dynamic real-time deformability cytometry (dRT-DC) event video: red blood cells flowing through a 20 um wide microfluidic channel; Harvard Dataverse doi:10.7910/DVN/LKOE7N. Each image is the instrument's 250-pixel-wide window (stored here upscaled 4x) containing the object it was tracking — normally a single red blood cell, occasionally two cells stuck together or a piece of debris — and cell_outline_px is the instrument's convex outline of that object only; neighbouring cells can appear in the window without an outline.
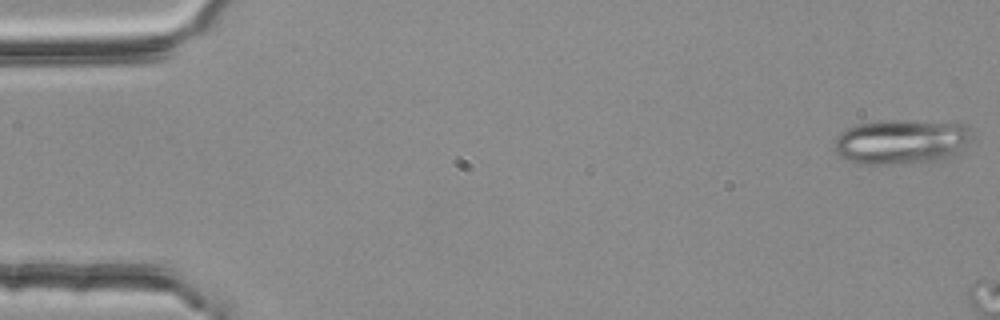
{"species": "common noctule bat (a hibernating species)", "species_latin": "Nyctalus noctula", "temperature_condition": "room temperature", "stored_images_in_passage": 6, "camera_frame_rate_fps": 3000, "um_per_image_px": 0.085, "animal": {"sex": "female", "body_mass_g": 25.1}, "frame": {"image": 1, "passage_image": 1, "time_ms": 0.0, "image_size_px": [1000, 320], "cell_outline_px": [[972, 136], [952, 156], [944, 160], [884, 164], [856, 164], [840, 156], [836, 152], [832, 144], [836, 136], [840, 132], [856, 124], [884, 120], [908, 120], [964, 124], [972, 128]], "centroid_in_image_um": [76.56, 12.03], "position_along_channel_um": 8.4, "area_um2": 36.01}}
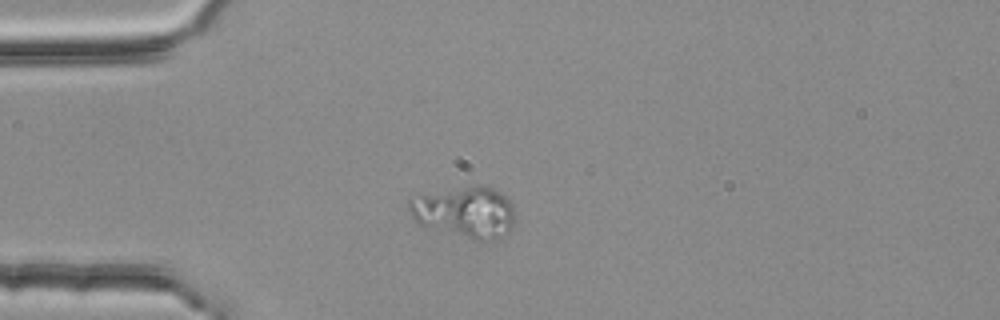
{"frame": {"image": 2, "passage_image": 5, "time_ms": 1.333, "image_size_px": [1000, 320], "cell_outline_px": [[516, 220], [512, 228], [508, 232], [492, 240], [472, 240], [416, 224], [408, 208], [408, 200], [420, 196], [468, 188], [492, 188], [500, 192], [512, 204], [516, 216]], "centroid_in_image_um": [39.55, 18.11], "position_along_channel_um": 45.4, "area_um2": 30.87}}
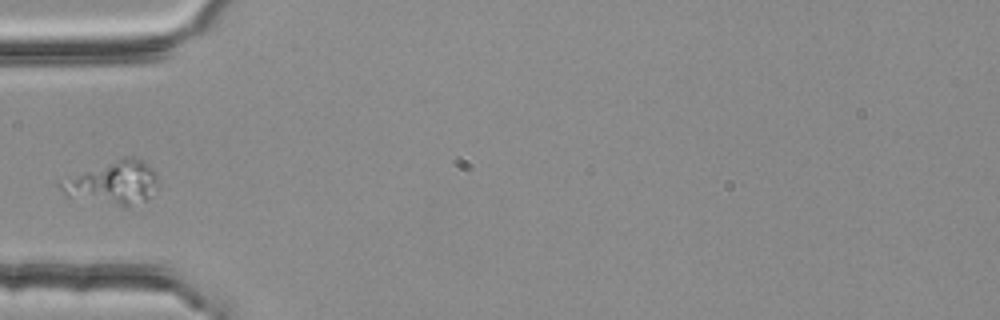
{"frame": {"image": 3, "passage_image": 6, "time_ms": 1.667, "image_size_px": [1000, 320], "cell_outline_px": [[156, 188], [148, 200], [128, 208], [68, 196], [56, 184], [56, 180], [124, 156], [132, 156], [140, 160], [152, 168], [156, 176]], "centroid_in_image_um": [9.58, 15.54], "position_along_channel_um": 75.4, "area_um2": 24.85}}